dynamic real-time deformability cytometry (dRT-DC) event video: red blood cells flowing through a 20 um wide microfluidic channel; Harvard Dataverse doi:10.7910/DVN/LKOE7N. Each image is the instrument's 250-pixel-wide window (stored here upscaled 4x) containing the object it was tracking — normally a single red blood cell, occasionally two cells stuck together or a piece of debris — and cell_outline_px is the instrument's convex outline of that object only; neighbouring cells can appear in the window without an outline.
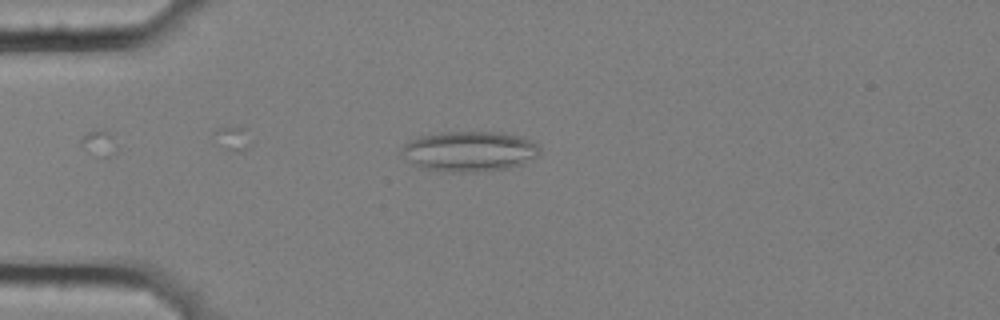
{"species": "common noctule bat (a hibernating species)", "species_latin": "Nyctalus noctula", "temperature_condition": "cold", "stored_images_in_passage": 6, "camera_frame_rate_fps": 3000, "um_per_image_px": 0.085, "animal": {"sex": "female", "body_mass_g": 25.1}, "frame": {"image": 1, "passage_image": 4, "time_ms": 1.0, "image_size_px": [1000, 320], "cell_outline_px": [[540, 152], [536, 156], [512, 168], [472, 172], [444, 172], [420, 168], [412, 164], [400, 152], [400, 148], [404, 144], [420, 136], [436, 132], [504, 132], [524, 136], [536, 144], [540, 148]], "centroid_in_image_um": [39.88, 12.86], "position_along_channel_um": 45.1, "area_um2": 32.77}}